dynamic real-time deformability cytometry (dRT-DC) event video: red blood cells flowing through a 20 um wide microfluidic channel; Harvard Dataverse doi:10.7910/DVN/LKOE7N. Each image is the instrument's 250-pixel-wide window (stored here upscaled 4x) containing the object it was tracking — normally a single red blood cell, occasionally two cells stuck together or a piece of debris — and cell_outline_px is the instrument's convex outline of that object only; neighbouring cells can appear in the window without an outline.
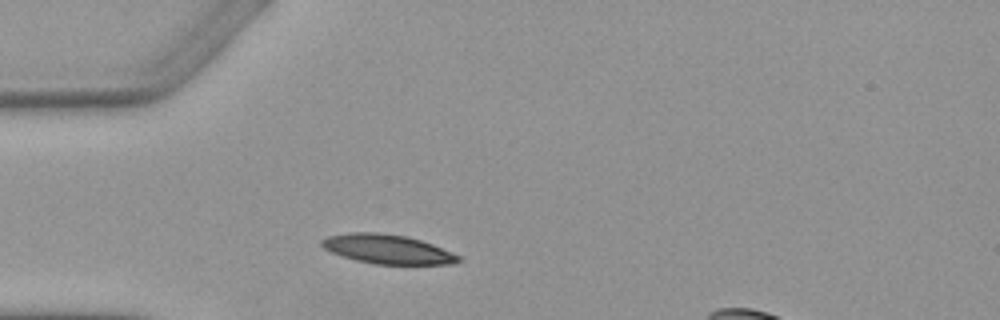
{"species": "Egyptian fruit bat (a non-hibernating species)", "species_latin": "Rousettus aegyptiacus", "temperature_condition": "warm", "stored_images_in_passage": 1, "camera_frame_rate_fps": 3000, "um_per_image_px": 0.085, "animal": {"sex": "female"}, "frame": {"image": 1, "passage_image": 1, "time_ms": 0.0, "image_size_px": [1000, 320], "cell_outline_px": [[460, 260], [452, 264], [376, 264], [356, 260], [332, 252], [324, 248], [320, 244], [320, 240], [328, 236], [348, 232], [380, 232], [408, 236], [432, 244], [452, 252], [460, 256]], "centroid_in_image_um": [32.92, 21.16], "position_along_channel_um": 52.1, "area_um2": 23.24}}